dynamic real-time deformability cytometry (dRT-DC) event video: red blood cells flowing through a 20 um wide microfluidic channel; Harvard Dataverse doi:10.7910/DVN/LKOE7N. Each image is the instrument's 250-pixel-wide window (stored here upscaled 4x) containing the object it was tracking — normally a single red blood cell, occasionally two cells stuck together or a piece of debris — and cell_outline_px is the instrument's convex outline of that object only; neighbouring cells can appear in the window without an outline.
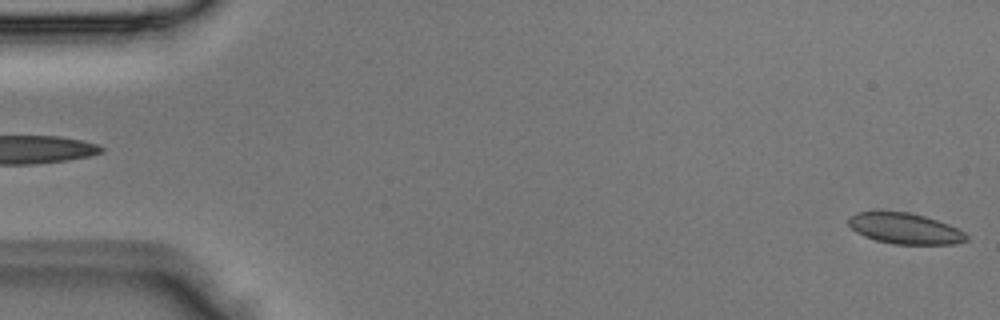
{"species": "Egyptian fruit bat (a non-hibernating species)", "species_latin": "Rousettus aegyptiacus", "temperature_condition": "room temperature", "stored_images_in_passage": 4, "segment_of_instrument_passage": [2, 2], "camera_frame_rate_fps": 3000, "um_per_image_px": 0.085, "animal": {"sex": "male"}, "frame": {"image": 1, "passage_image": 4, "time_ms": 1.0, "image_size_px": [1000, 320], "cell_outline_px": [[968, 240], [956, 244], [896, 244], [876, 240], [864, 236], [856, 232], [848, 224], [848, 216], [856, 212], [908, 212], [924, 216], [948, 224], [964, 232], [968, 236]], "centroid_in_image_um": [76.91, 19.43], "position_along_channel_um": 8.1, "area_um2": 21.04}}